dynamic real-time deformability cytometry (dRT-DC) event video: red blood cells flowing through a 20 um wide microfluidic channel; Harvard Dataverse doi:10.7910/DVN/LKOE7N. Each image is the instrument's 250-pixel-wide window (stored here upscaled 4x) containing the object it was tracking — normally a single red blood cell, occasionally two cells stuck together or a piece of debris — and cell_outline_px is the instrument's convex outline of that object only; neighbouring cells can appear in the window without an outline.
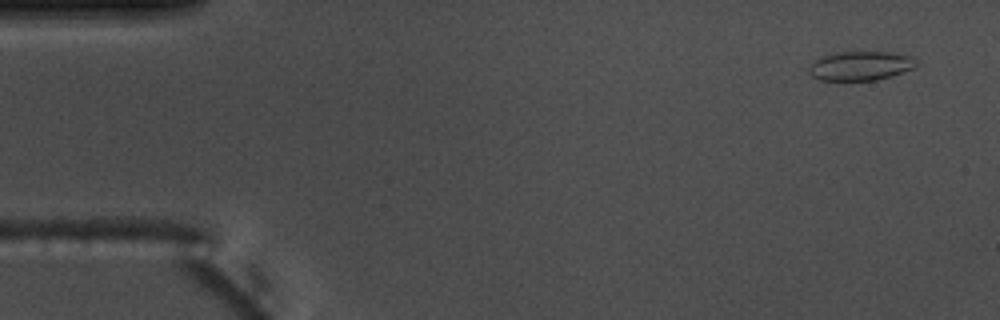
{"species": "common noctule bat (a hibernating species)", "species_latin": "Nyctalus noctula", "temperature_condition": "warm", "stored_images_in_passage": 5, "camera_frame_rate_fps": 3000, "um_per_image_px": 0.085, "animal": {"sex": "male", "body_mass_g": 17.5, "forearm_length_mm": 52.3}, "frame": {"image": 1, "passage_image": 1, "time_ms": 0.0, "image_size_px": [1000, 320], "cell_outline_px": [[916, 64], [912, 68], [892, 76], [876, 80], [820, 80], [812, 76], [808, 72], [808, 68], [816, 60], [824, 56], [836, 52], [888, 52], [912, 56], [916, 60]], "centroid_in_image_um": [73.14, 5.6], "position_along_channel_um": 11.9, "area_um2": 18.03}}